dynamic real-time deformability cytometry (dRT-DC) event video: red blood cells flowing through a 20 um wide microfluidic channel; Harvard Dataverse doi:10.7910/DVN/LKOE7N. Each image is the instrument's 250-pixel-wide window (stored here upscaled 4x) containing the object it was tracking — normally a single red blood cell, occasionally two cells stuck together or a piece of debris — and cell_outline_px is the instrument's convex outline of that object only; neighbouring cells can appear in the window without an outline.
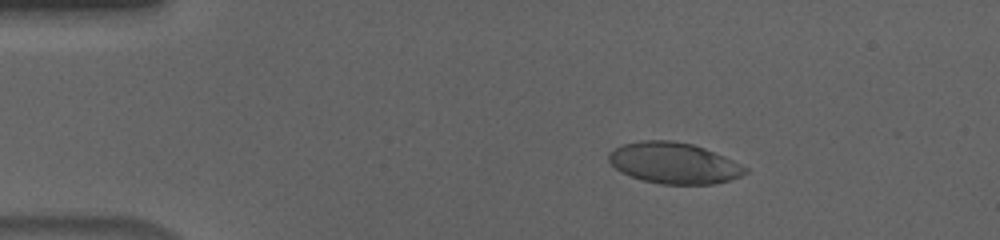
{"species": "human", "species_latin": "Homo sapiens", "temperature_condition": "cold", "stored_images_in_passage": 57, "camera_frame_rate_fps": 3000, "um_per_image_px": 0.085, "donor": {"sex": "male"}, "frame": {"image": 1, "passage_image": 10, "time_ms": 3.0, "image_size_px": [1000, 240], "cell_outline_px": [[748, 172], [740, 176], [728, 180], [712, 184], [660, 184], [644, 180], [620, 172], [608, 160], [608, 152], [624, 144], [640, 140], [672, 140], [692, 144], [704, 148], [724, 156], [748, 168]], "centroid_in_image_um": [57.27, 13.85], "position_along_channel_um": 27.7, "area_um2": 32.48}}
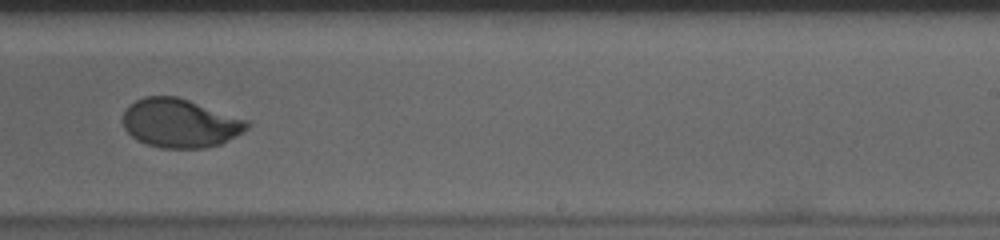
{"frame": {"image": 2, "passage_image": 36, "time_ms": 11.667, "image_size_px": [1000, 240], "cell_outline_px": [[252, 124], [248, 128], [236, 136], [220, 144], [204, 148], [160, 148], [144, 144], [136, 140], [124, 128], [124, 112], [128, 104], [144, 96], [176, 96], [248, 120]], "centroid_in_image_um": [15.29, 10.47], "position_along_channel_um": 273.7, "area_um2": 35.32}}
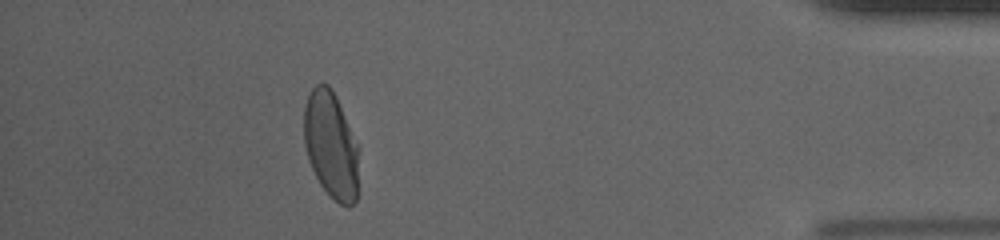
{"frame": {"image": 3, "passage_image": 51, "time_ms": 16.667, "image_size_px": [1000, 240], "cell_outline_px": [[360, 144], [356, 204], [348, 208], [340, 204], [320, 184], [308, 160], [304, 144], [304, 108], [308, 96], [312, 88], [316, 84], [328, 84], [332, 88]], "centroid_in_image_um": [28.18, 12.33], "position_along_channel_um": 407.0, "area_um2": 34.85}, "authors_computed_cell_mechanics": {"area_um2": 35.3736, "velocity_mm_per_s": 3.6333, "shape_relaxation_time_tau1_ms": 4.2114, "shape_relaxation_time_tau2_ms": null, "deformation_change_tau1": 0.1665, "deformation_change_tau2": null}}